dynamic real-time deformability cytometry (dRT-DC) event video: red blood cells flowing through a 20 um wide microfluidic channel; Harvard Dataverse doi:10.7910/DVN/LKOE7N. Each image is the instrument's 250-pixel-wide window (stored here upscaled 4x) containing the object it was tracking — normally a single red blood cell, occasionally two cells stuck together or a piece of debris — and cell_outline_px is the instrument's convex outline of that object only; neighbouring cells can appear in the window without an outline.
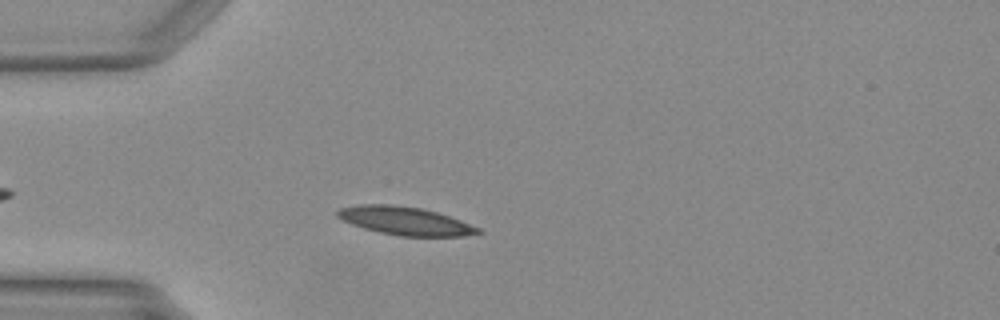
{"species": "Egyptian fruit bat (a non-hibernating species)", "species_latin": "Rousettus aegyptiacus", "temperature_condition": "warm", "stored_images_in_passage": 33, "camera_frame_rate_fps": 3000, "um_per_image_px": 0.085, "animal": {"sex": "female"}, "frame": {"image": 1, "passage_image": 7, "time_ms": 2.0, "image_size_px": [1000, 320], "cell_outline_px": [[484, 232], [464, 236], [400, 236], [380, 232], [364, 228], [352, 224], [336, 216], [336, 212], [340, 208], [360, 204], [392, 204], [420, 208], [436, 212], [460, 220], [480, 228]], "centroid_in_image_um": [34.44, 18.77], "position_along_channel_um": 50.6, "area_um2": 22.95}}
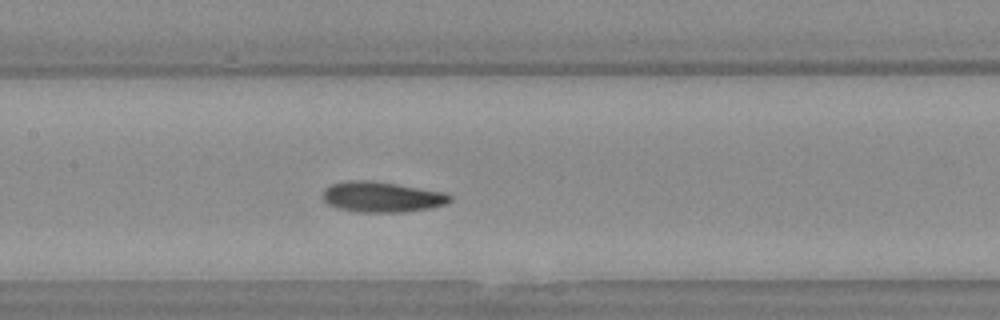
{"frame": {"image": 2, "passage_image": 17, "time_ms": 5.333, "image_size_px": [1000, 320], "cell_outline_px": [[452, 200], [444, 204], [432, 208], [400, 212], [360, 212], [336, 208], [328, 204], [324, 200], [324, 188], [332, 184], [348, 180], [372, 180], [444, 192], [452, 196]], "centroid_in_image_um": [32.45, 16.74], "position_along_channel_um": 174.9, "area_um2": 22.54}}
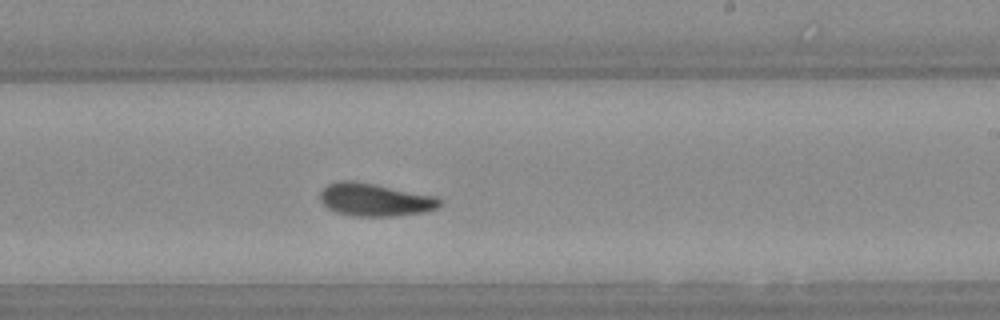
{"frame": {"image": 3, "passage_image": 23, "time_ms": 7.333, "image_size_px": [1000, 320], "cell_outline_px": [[440, 204], [436, 208], [424, 212], [392, 216], [356, 216], [336, 212], [328, 208], [320, 200], [320, 192], [328, 184], [340, 180], [352, 180], [376, 184], [436, 196], [440, 200]], "centroid_in_image_um": [31.84, 16.96], "position_along_channel_um": 257.2, "area_um2": 22.77}}